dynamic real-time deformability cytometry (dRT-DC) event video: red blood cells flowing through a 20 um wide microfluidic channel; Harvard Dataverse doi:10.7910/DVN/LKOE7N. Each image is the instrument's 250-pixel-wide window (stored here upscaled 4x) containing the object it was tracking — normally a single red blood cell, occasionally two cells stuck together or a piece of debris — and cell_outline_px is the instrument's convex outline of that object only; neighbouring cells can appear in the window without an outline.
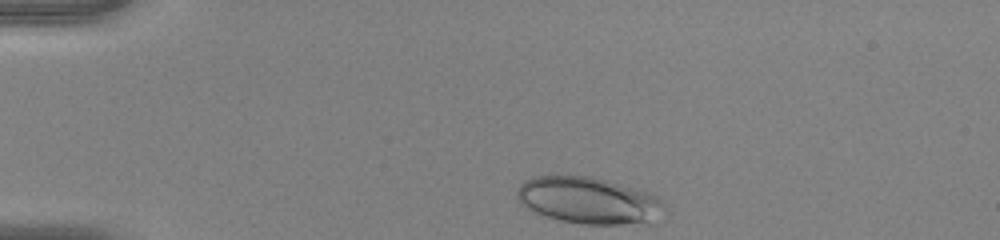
{"species": "human", "species_latin": "Homo sapiens", "temperature_condition": "warm", "stored_images_in_passage": 37, "camera_frame_rate_fps": 3000, "um_per_image_px": 0.085, "donor": {"sex": "female"}, "frame": {"image": 1, "passage_image": 1, "time_ms": 0.0, "image_size_px": [1000, 240], "cell_outline_px": [[664, 208], [644, 220], [620, 224], [580, 224], [560, 220], [544, 216], [520, 204], [516, 196], [516, 192], [520, 184], [524, 180], [536, 176], [592, 176], [608, 180], [648, 192], [656, 196], [664, 204]], "centroid_in_image_um": [49.89, 17.0], "position_along_channel_um": 35.1, "area_um2": 39.19}}
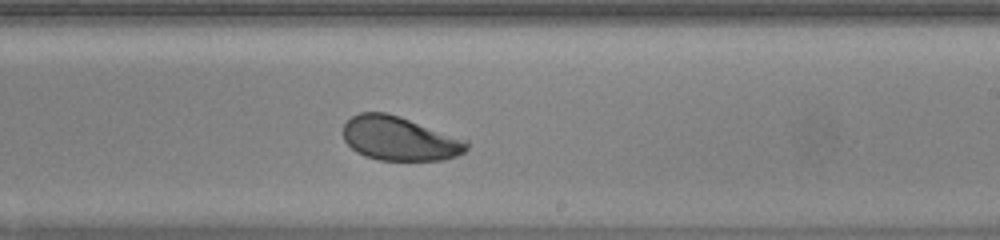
{"frame": {"image": 2, "passage_image": 22, "time_ms": 7.0, "image_size_px": [1000, 240], "cell_outline_px": [[468, 148], [464, 152], [456, 156], [444, 160], [380, 160], [364, 156], [356, 152], [344, 140], [344, 124], [352, 116], [360, 112], [384, 112], [400, 116], [468, 140]], "centroid_in_image_um": [33.97, 11.78], "position_along_channel_um": 255.0, "area_um2": 31.73}}
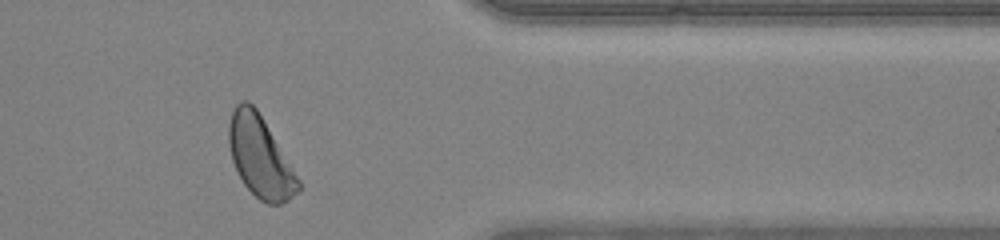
{"frame": {"image": 3, "passage_image": 33, "time_ms": 10.667, "image_size_px": [1000, 240], "cell_outline_px": [[300, 188], [288, 200], [280, 204], [268, 204], [260, 200], [244, 184], [232, 160], [228, 144], [228, 124], [232, 112], [236, 104], [244, 100], [248, 100], [256, 108], [300, 180]], "centroid_in_image_um": [22.09, 13.32], "position_along_channel_um": 389.3, "area_um2": 32.25}, "authors_computed_cell_mechanics": {"area_um2": 32.946, "velocity_mm_per_s": 3.9957, "shape_relaxation_time_tau1_ms": 3.0802, "shape_relaxation_time_tau2_ms": 2.4773, "deformation_change_tau1": 0.122, "deformation_change_tau2": 0.0794}}